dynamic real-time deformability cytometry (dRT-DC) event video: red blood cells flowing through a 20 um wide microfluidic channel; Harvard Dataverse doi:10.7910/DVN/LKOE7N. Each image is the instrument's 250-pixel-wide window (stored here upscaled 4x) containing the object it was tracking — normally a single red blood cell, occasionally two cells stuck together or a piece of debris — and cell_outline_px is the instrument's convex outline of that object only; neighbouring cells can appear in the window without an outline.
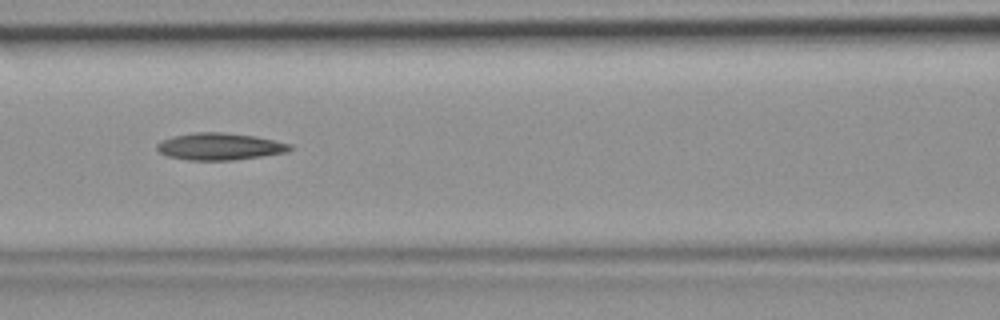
{"species": "common noctule bat (a hibernating species)", "species_latin": "Nyctalus noctula", "temperature_condition": "room temperature", "stored_images_in_passage": 6, "camera_frame_rate_fps": 3000, "um_per_image_px": 0.085, "animal": {"sex": "female", "body_mass_g": 19.9}, "frame": {"image": 1, "passage_image": 6, "time_ms": 1.667, "image_size_px": [1000, 320], "cell_outline_px": [[292, 148], [288, 152], [232, 160], [188, 160], [168, 156], [160, 152], [156, 148], [156, 144], [160, 140], [172, 136], [196, 132], [220, 132], [256, 136], [292, 144]], "centroid_in_image_um": [18.66, 12.44], "position_along_channel_um": 147.9, "area_um2": 20.92}}